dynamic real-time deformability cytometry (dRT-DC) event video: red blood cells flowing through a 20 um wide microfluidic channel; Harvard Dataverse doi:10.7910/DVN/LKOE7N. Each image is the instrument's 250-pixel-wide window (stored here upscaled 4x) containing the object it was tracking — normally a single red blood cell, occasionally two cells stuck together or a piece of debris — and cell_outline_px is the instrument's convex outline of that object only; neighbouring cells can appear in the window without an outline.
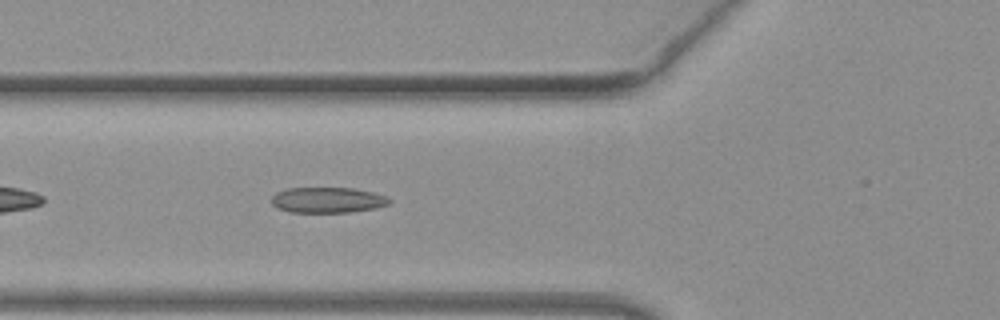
{"species": "common noctule bat (a hibernating species)", "species_latin": "Nyctalus noctula", "temperature_condition": "warm", "stored_images_in_passage": 37, "camera_frame_rate_fps": 3000, "um_per_image_px": 0.085, "animal": {"sex": "female", "body_mass_g": 19.3, "forearm_length_mm": 54.1}, "frame": {"image": 1, "passage_image": 5, "time_ms": 1.333, "image_size_px": [1000, 320], "cell_outline_px": [[392, 204], [376, 208], [348, 212], [288, 212], [276, 208], [272, 204], [272, 196], [276, 192], [288, 188], [352, 188], [372, 192], [384, 196], [392, 200]], "centroid_in_image_um": [27.84, 17.01], "position_along_channel_um": 98.0, "area_um2": 17.63}}
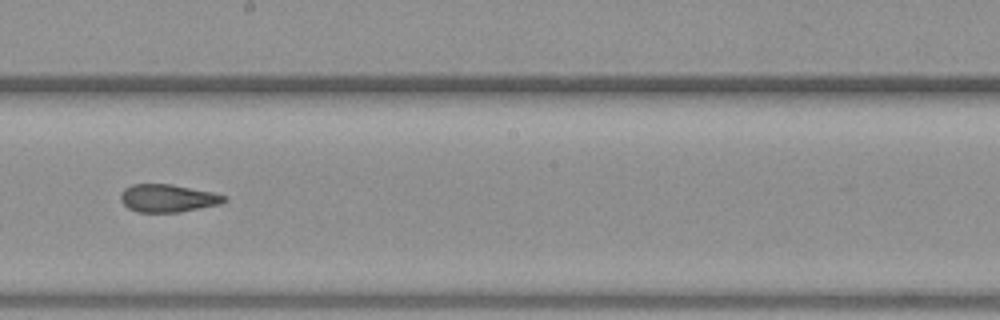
{"frame": {"image": 2, "passage_image": 15, "time_ms": 4.667, "image_size_px": [1000, 320], "cell_outline_px": [[228, 200], [220, 204], [180, 212], [136, 212], [128, 208], [120, 200], [120, 192], [124, 188], [132, 184], [172, 184], [212, 192], [224, 196]], "centroid_in_image_um": [14.22, 16.84], "position_along_channel_um": 234.0, "area_um2": 16.82}}
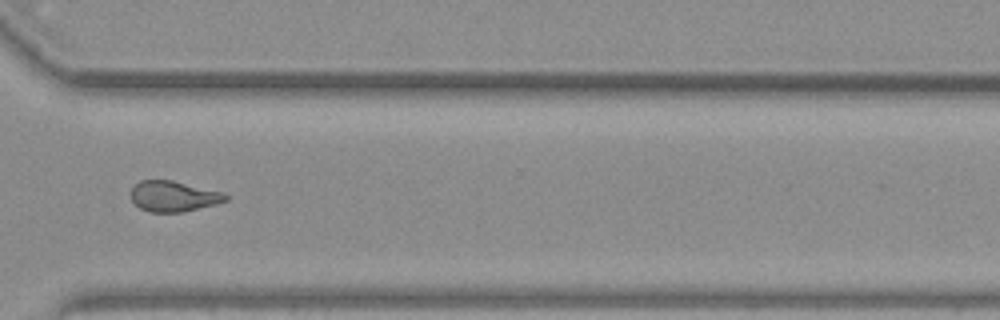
{"frame": {"image": 3, "passage_image": 24, "time_ms": 7.667, "image_size_px": [1000, 320], "cell_outline_px": [[228, 200], [216, 204], [184, 212], [148, 212], [140, 208], [132, 200], [132, 188], [140, 180], [172, 180], [224, 192], [228, 196]], "centroid_in_image_um": [14.78, 16.68], "position_along_channel_um": 355.8, "area_um2": 16.94}, "authors_computed_cell_mechanics": {"area_um2": 17.2244, "velocity_mm_per_s": 4.061, "shape_relaxation_time_tau1_ms": null, "shape_relaxation_time_tau2_ms": 1.662, "deformation_change_tau1": null, "deformation_change_tau2": 0.0922}}